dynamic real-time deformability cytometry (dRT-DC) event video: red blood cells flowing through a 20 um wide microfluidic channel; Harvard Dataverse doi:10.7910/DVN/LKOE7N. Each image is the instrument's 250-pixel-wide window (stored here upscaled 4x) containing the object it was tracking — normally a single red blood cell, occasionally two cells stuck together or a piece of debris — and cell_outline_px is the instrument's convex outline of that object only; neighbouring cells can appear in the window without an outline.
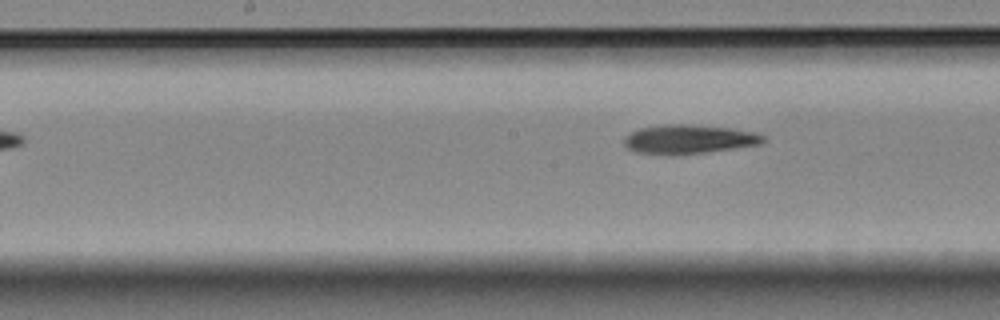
{"species": "Egyptian fruit bat (a non-hibernating species)", "species_latin": "Rousettus aegyptiacus", "temperature_condition": "room temperature", "stored_images_in_passage": 9, "segment_of_instrument_passage": [2, 2], "camera_frame_rate_fps": 3000, "um_per_image_px": 0.085, "animal": {"sex": "female"}, "frame": {"image": 1, "passage_image": 9, "time_ms": 10.333, "image_size_px": [1000, 320], "cell_outline_px": [[768, 140], [760, 144], [708, 152], [672, 156], [636, 152], [628, 148], [624, 144], [624, 136], [640, 128], [664, 124], [692, 124], [732, 128], [756, 132], [764, 136]], "centroid_in_image_um": [58.56, 11.84], "position_along_channel_um": 189.6, "area_um2": 23.93}}